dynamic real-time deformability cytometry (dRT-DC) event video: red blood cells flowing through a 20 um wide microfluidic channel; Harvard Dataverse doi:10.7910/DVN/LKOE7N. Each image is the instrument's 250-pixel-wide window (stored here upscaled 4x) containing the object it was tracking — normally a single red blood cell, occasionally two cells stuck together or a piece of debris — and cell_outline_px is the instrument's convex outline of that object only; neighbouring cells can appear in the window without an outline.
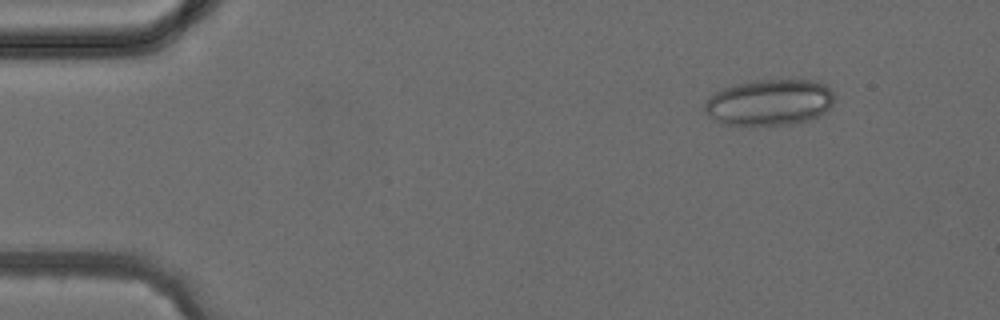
{"species": "common noctule bat (a hibernating species)", "species_latin": "Nyctalus noctula", "temperature_condition": "cold", "stored_images_in_passage": 3, "camera_frame_rate_fps": 3000, "um_per_image_px": 0.085, "animal": {"sex": "female", "body_mass_g": 24.6, "forearm_length_mm": 56.2}, "frame": {"image": 1, "passage_image": 1, "time_ms": 0.0, "image_size_px": [1000, 320], "cell_outline_px": [[832, 104], [828, 112], [820, 116], [808, 120], [788, 124], [720, 124], [708, 116], [704, 112], [704, 104], [708, 96], [720, 88], [752, 80], [816, 80], [824, 84], [832, 92]], "centroid_in_image_um": [65.37, 8.69], "position_along_channel_um": 19.6, "area_um2": 35.08}}